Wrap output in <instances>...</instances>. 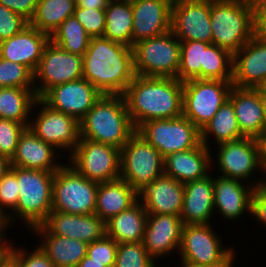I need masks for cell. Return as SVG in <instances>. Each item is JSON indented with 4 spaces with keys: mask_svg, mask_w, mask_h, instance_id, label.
I'll return each instance as SVG.
<instances>
[{
    "mask_svg": "<svg viewBox=\"0 0 266 267\" xmlns=\"http://www.w3.org/2000/svg\"><path fill=\"white\" fill-rule=\"evenodd\" d=\"M135 76L132 47L91 37L83 55V78L102 94L123 95Z\"/></svg>",
    "mask_w": 266,
    "mask_h": 267,
    "instance_id": "1",
    "label": "cell"
},
{
    "mask_svg": "<svg viewBox=\"0 0 266 267\" xmlns=\"http://www.w3.org/2000/svg\"><path fill=\"white\" fill-rule=\"evenodd\" d=\"M123 96L136 129L150 120L182 116L183 82L177 78L135 75Z\"/></svg>",
    "mask_w": 266,
    "mask_h": 267,
    "instance_id": "2",
    "label": "cell"
},
{
    "mask_svg": "<svg viewBox=\"0 0 266 267\" xmlns=\"http://www.w3.org/2000/svg\"><path fill=\"white\" fill-rule=\"evenodd\" d=\"M80 138L119 149L136 133L123 95H106L79 121Z\"/></svg>",
    "mask_w": 266,
    "mask_h": 267,
    "instance_id": "3",
    "label": "cell"
},
{
    "mask_svg": "<svg viewBox=\"0 0 266 267\" xmlns=\"http://www.w3.org/2000/svg\"><path fill=\"white\" fill-rule=\"evenodd\" d=\"M10 170L17 177L19 200L17 207L5 219V222L9 229V226L12 227L19 220L23 227L25 226V229L30 231L33 227L41 225L52 211L55 172L17 166H11Z\"/></svg>",
    "mask_w": 266,
    "mask_h": 267,
    "instance_id": "4",
    "label": "cell"
},
{
    "mask_svg": "<svg viewBox=\"0 0 266 267\" xmlns=\"http://www.w3.org/2000/svg\"><path fill=\"white\" fill-rule=\"evenodd\" d=\"M212 43L232 55L255 35L253 3L210 0Z\"/></svg>",
    "mask_w": 266,
    "mask_h": 267,
    "instance_id": "5",
    "label": "cell"
},
{
    "mask_svg": "<svg viewBox=\"0 0 266 267\" xmlns=\"http://www.w3.org/2000/svg\"><path fill=\"white\" fill-rule=\"evenodd\" d=\"M214 147L217 152L214 148L211 150V164L212 169L217 168L216 174L243 181L255 188L266 184V174L261 165L260 148L256 138L243 137ZM259 173L261 177H257Z\"/></svg>",
    "mask_w": 266,
    "mask_h": 267,
    "instance_id": "6",
    "label": "cell"
},
{
    "mask_svg": "<svg viewBox=\"0 0 266 267\" xmlns=\"http://www.w3.org/2000/svg\"><path fill=\"white\" fill-rule=\"evenodd\" d=\"M135 75L176 78L180 66L181 42L169 32L136 42L132 46Z\"/></svg>",
    "mask_w": 266,
    "mask_h": 267,
    "instance_id": "7",
    "label": "cell"
},
{
    "mask_svg": "<svg viewBox=\"0 0 266 267\" xmlns=\"http://www.w3.org/2000/svg\"><path fill=\"white\" fill-rule=\"evenodd\" d=\"M97 187V182L82 176L68 161L65 162L55 171L52 211L76 215L95 213Z\"/></svg>",
    "mask_w": 266,
    "mask_h": 267,
    "instance_id": "8",
    "label": "cell"
},
{
    "mask_svg": "<svg viewBox=\"0 0 266 267\" xmlns=\"http://www.w3.org/2000/svg\"><path fill=\"white\" fill-rule=\"evenodd\" d=\"M212 224L184 225L179 248V261L203 265H235L233 246L224 247V240Z\"/></svg>",
    "mask_w": 266,
    "mask_h": 267,
    "instance_id": "9",
    "label": "cell"
},
{
    "mask_svg": "<svg viewBox=\"0 0 266 267\" xmlns=\"http://www.w3.org/2000/svg\"><path fill=\"white\" fill-rule=\"evenodd\" d=\"M164 174V157L137 132L121 148L120 178L139 195Z\"/></svg>",
    "mask_w": 266,
    "mask_h": 267,
    "instance_id": "10",
    "label": "cell"
},
{
    "mask_svg": "<svg viewBox=\"0 0 266 267\" xmlns=\"http://www.w3.org/2000/svg\"><path fill=\"white\" fill-rule=\"evenodd\" d=\"M232 81L193 79L183 82L182 115L200 131L228 100Z\"/></svg>",
    "mask_w": 266,
    "mask_h": 267,
    "instance_id": "11",
    "label": "cell"
},
{
    "mask_svg": "<svg viewBox=\"0 0 266 267\" xmlns=\"http://www.w3.org/2000/svg\"><path fill=\"white\" fill-rule=\"evenodd\" d=\"M28 127L45 143L51 144L61 153L64 151L67 158L79 143V121L71 115L53 110L40 98L34 102Z\"/></svg>",
    "mask_w": 266,
    "mask_h": 267,
    "instance_id": "12",
    "label": "cell"
},
{
    "mask_svg": "<svg viewBox=\"0 0 266 267\" xmlns=\"http://www.w3.org/2000/svg\"><path fill=\"white\" fill-rule=\"evenodd\" d=\"M136 132L164 158L172 153L195 148L201 143V131L183 115L144 122Z\"/></svg>",
    "mask_w": 266,
    "mask_h": 267,
    "instance_id": "13",
    "label": "cell"
},
{
    "mask_svg": "<svg viewBox=\"0 0 266 267\" xmlns=\"http://www.w3.org/2000/svg\"><path fill=\"white\" fill-rule=\"evenodd\" d=\"M66 160L82 176L97 183L120 178L121 149L115 146L80 138Z\"/></svg>",
    "mask_w": 266,
    "mask_h": 267,
    "instance_id": "14",
    "label": "cell"
},
{
    "mask_svg": "<svg viewBox=\"0 0 266 267\" xmlns=\"http://www.w3.org/2000/svg\"><path fill=\"white\" fill-rule=\"evenodd\" d=\"M83 78V56L72 54L54 44H46L34 72V88L41 98L54 86Z\"/></svg>",
    "mask_w": 266,
    "mask_h": 267,
    "instance_id": "15",
    "label": "cell"
},
{
    "mask_svg": "<svg viewBox=\"0 0 266 267\" xmlns=\"http://www.w3.org/2000/svg\"><path fill=\"white\" fill-rule=\"evenodd\" d=\"M170 30L180 41L211 44L210 0H173Z\"/></svg>",
    "mask_w": 266,
    "mask_h": 267,
    "instance_id": "16",
    "label": "cell"
},
{
    "mask_svg": "<svg viewBox=\"0 0 266 267\" xmlns=\"http://www.w3.org/2000/svg\"><path fill=\"white\" fill-rule=\"evenodd\" d=\"M103 94L82 78L49 89L40 99L50 108L80 121Z\"/></svg>",
    "mask_w": 266,
    "mask_h": 267,
    "instance_id": "17",
    "label": "cell"
},
{
    "mask_svg": "<svg viewBox=\"0 0 266 267\" xmlns=\"http://www.w3.org/2000/svg\"><path fill=\"white\" fill-rule=\"evenodd\" d=\"M183 227L178 215L148 214L142 241L148 254L156 262L176 253L178 255Z\"/></svg>",
    "mask_w": 266,
    "mask_h": 267,
    "instance_id": "18",
    "label": "cell"
},
{
    "mask_svg": "<svg viewBox=\"0 0 266 267\" xmlns=\"http://www.w3.org/2000/svg\"><path fill=\"white\" fill-rule=\"evenodd\" d=\"M266 82V39L254 35L233 54L232 84L259 88Z\"/></svg>",
    "mask_w": 266,
    "mask_h": 267,
    "instance_id": "19",
    "label": "cell"
},
{
    "mask_svg": "<svg viewBox=\"0 0 266 267\" xmlns=\"http://www.w3.org/2000/svg\"><path fill=\"white\" fill-rule=\"evenodd\" d=\"M213 186L214 214H218L226 221L228 220L227 222H237L245 214L248 216L251 214V198L255 189L254 186L237 179L219 176L215 172Z\"/></svg>",
    "mask_w": 266,
    "mask_h": 267,
    "instance_id": "20",
    "label": "cell"
},
{
    "mask_svg": "<svg viewBox=\"0 0 266 267\" xmlns=\"http://www.w3.org/2000/svg\"><path fill=\"white\" fill-rule=\"evenodd\" d=\"M173 0H131L133 11L132 46L161 36L171 29Z\"/></svg>",
    "mask_w": 266,
    "mask_h": 267,
    "instance_id": "21",
    "label": "cell"
},
{
    "mask_svg": "<svg viewBox=\"0 0 266 267\" xmlns=\"http://www.w3.org/2000/svg\"><path fill=\"white\" fill-rule=\"evenodd\" d=\"M42 225L51 234L80 240L87 244L106 235V223L95 213L76 215L51 211Z\"/></svg>",
    "mask_w": 266,
    "mask_h": 267,
    "instance_id": "22",
    "label": "cell"
},
{
    "mask_svg": "<svg viewBox=\"0 0 266 267\" xmlns=\"http://www.w3.org/2000/svg\"><path fill=\"white\" fill-rule=\"evenodd\" d=\"M58 152L54 146L45 143L26 127L19 137L10 164L25 169L55 172L64 164L60 159L62 154Z\"/></svg>",
    "mask_w": 266,
    "mask_h": 267,
    "instance_id": "23",
    "label": "cell"
},
{
    "mask_svg": "<svg viewBox=\"0 0 266 267\" xmlns=\"http://www.w3.org/2000/svg\"><path fill=\"white\" fill-rule=\"evenodd\" d=\"M49 41L47 33L29 24L21 32L0 42V58L22 64L34 74Z\"/></svg>",
    "mask_w": 266,
    "mask_h": 267,
    "instance_id": "24",
    "label": "cell"
},
{
    "mask_svg": "<svg viewBox=\"0 0 266 267\" xmlns=\"http://www.w3.org/2000/svg\"><path fill=\"white\" fill-rule=\"evenodd\" d=\"M213 171L206 177L184 183V200L180 214L184 225L210 224L214 213ZM212 220V221H211Z\"/></svg>",
    "mask_w": 266,
    "mask_h": 267,
    "instance_id": "25",
    "label": "cell"
},
{
    "mask_svg": "<svg viewBox=\"0 0 266 267\" xmlns=\"http://www.w3.org/2000/svg\"><path fill=\"white\" fill-rule=\"evenodd\" d=\"M139 200L148 214L180 216L184 200V183L163 174L139 194Z\"/></svg>",
    "mask_w": 266,
    "mask_h": 267,
    "instance_id": "26",
    "label": "cell"
},
{
    "mask_svg": "<svg viewBox=\"0 0 266 267\" xmlns=\"http://www.w3.org/2000/svg\"><path fill=\"white\" fill-rule=\"evenodd\" d=\"M211 150L200 143L190 150L179 151L164 158V174L178 182L204 178L212 172Z\"/></svg>",
    "mask_w": 266,
    "mask_h": 267,
    "instance_id": "27",
    "label": "cell"
},
{
    "mask_svg": "<svg viewBox=\"0 0 266 267\" xmlns=\"http://www.w3.org/2000/svg\"><path fill=\"white\" fill-rule=\"evenodd\" d=\"M228 100L233 105L241 133L245 137L257 139L266 129L260 87L253 89L233 86Z\"/></svg>",
    "mask_w": 266,
    "mask_h": 267,
    "instance_id": "28",
    "label": "cell"
},
{
    "mask_svg": "<svg viewBox=\"0 0 266 267\" xmlns=\"http://www.w3.org/2000/svg\"><path fill=\"white\" fill-rule=\"evenodd\" d=\"M30 233L39 237L38 245L55 267H77L86 256V242L51 234L42 224L33 227Z\"/></svg>",
    "mask_w": 266,
    "mask_h": 267,
    "instance_id": "29",
    "label": "cell"
},
{
    "mask_svg": "<svg viewBox=\"0 0 266 267\" xmlns=\"http://www.w3.org/2000/svg\"><path fill=\"white\" fill-rule=\"evenodd\" d=\"M138 200L139 195L121 178L98 183L95 214L106 223Z\"/></svg>",
    "mask_w": 266,
    "mask_h": 267,
    "instance_id": "30",
    "label": "cell"
},
{
    "mask_svg": "<svg viewBox=\"0 0 266 267\" xmlns=\"http://www.w3.org/2000/svg\"><path fill=\"white\" fill-rule=\"evenodd\" d=\"M147 215L142 202L138 200L130 208L121 211L106 222V235L118 244L142 242Z\"/></svg>",
    "mask_w": 266,
    "mask_h": 267,
    "instance_id": "31",
    "label": "cell"
},
{
    "mask_svg": "<svg viewBox=\"0 0 266 267\" xmlns=\"http://www.w3.org/2000/svg\"><path fill=\"white\" fill-rule=\"evenodd\" d=\"M243 137L245 136L241 133L233 105L229 100L219 108L215 116L201 130V143L210 150H212L211 143L218 145Z\"/></svg>",
    "mask_w": 266,
    "mask_h": 267,
    "instance_id": "32",
    "label": "cell"
},
{
    "mask_svg": "<svg viewBox=\"0 0 266 267\" xmlns=\"http://www.w3.org/2000/svg\"><path fill=\"white\" fill-rule=\"evenodd\" d=\"M105 10L104 37L132 47L133 11L131 0H110Z\"/></svg>",
    "mask_w": 266,
    "mask_h": 267,
    "instance_id": "33",
    "label": "cell"
},
{
    "mask_svg": "<svg viewBox=\"0 0 266 267\" xmlns=\"http://www.w3.org/2000/svg\"><path fill=\"white\" fill-rule=\"evenodd\" d=\"M36 99L35 89L0 88V118L13 120L28 127Z\"/></svg>",
    "mask_w": 266,
    "mask_h": 267,
    "instance_id": "34",
    "label": "cell"
},
{
    "mask_svg": "<svg viewBox=\"0 0 266 267\" xmlns=\"http://www.w3.org/2000/svg\"><path fill=\"white\" fill-rule=\"evenodd\" d=\"M75 0H38L33 18L29 24L49 36L74 14Z\"/></svg>",
    "mask_w": 266,
    "mask_h": 267,
    "instance_id": "35",
    "label": "cell"
},
{
    "mask_svg": "<svg viewBox=\"0 0 266 267\" xmlns=\"http://www.w3.org/2000/svg\"><path fill=\"white\" fill-rule=\"evenodd\" d=\"M90 38L74 15L66 18L50 36L54 44L69 53L80 56L87 51Z\"/></svg>",
    "mask_w": 266,
    "mask_h": 267,
    "instance_id": "36",
    "label": "cell"
},
{
    "mask_svg": "<svg viewBox=\"0 0 266 267\" xmlns=\"http://www.w3.org/2000/svg\"><path fill=\"white\" fill-rule=\"evenodd\" d=\"M232 65L233 55L211 43L204 51L201 79L232 81Z\"/></svg>",
    "mask_w": 266,
    "mask_h": 267,
    "instance_id": "37",
    "label": "cell"
},
{
    "mask_svg": "<svg viewBox=\"0 0 266 267\" xmlns=\"http://www.w3.org/2000/svg\"><path fill=\"white\" fill-rule=\"evenodd\" d=\"M180 42V66L176 78L182 82L201 79L204 51L210 43L193 40Z\"/></svg>",
    "mask_w": 266,
    "mask_h": 267,
    "instance_id": "38",
    "label": "cell"
},
{
    "mask_svg": "<svg viewBox=\"0 0 266 267\" xmlns=\"http://www.w3.org/2000/svg\"><path fill=\"white\" fill-rule=\"evenodd\" d=\"M156 264L142 242L118 244L114 267H155Z\"/></svg>",
    "mask_w": 266,
    "mask_h": 267,
    "instance_id": "39",
    "label": "cell"
},
{
    "mask_svg": "<svg viewBox=\"0 0 266 267\" xmlns=\"http://www.w3.org/2000/svg\"><path fill=\"white\" fill-rule=\"evenodd\" d=\"M34 88V74L24 65L0 58V88Z\"/></svg>",
    "mask_w": 266,
    "mask_h": 267,
    "instance_id": "40",
    "label": "cell"
},
{
    "mask_svg": "<svg viewBox=\"0 0 266 267\" xmlns=\"http://www.w3.org/2000/svg\"><path fill=\"white\" fill-rule=\"evenodd\" d=\"M19 189L16 175L9 169L0 179V215L6 219L17 207Z\"/></svg>",
    "mask_w": 266,
    "mask_h": 267,
    "instance_id": "41",
    "label": "cell"
},
{
    "mask_svg": "<svg viewBox=\"0 0 266 267\" xmlns=\"http://www.w3.org/2000/svg\"><path fill=\"white\" fill-rule=\"evenodd\" d=\"M26 126L13 120L0 118V154L12 159L18 140Z\"/></svg>",
    "mask_w": 266,
    "mask_h": 267,
    "instance_id": "42",
    "label": "cell"
},
{
    "mask_svg": "<svg viewBox=\"0 0 266 267\" xmlns=\"http://www.w3.org/2000/svg\"><path fill=\"white\" fill-rule=\"evenodd\" d=\"M75 18L82 24L86 33L90 37L104 35L105 30V10L104 9H85L75 6Z\"/></svg>",
    "mask_w": 266,
    "mask_h": 267,
    "instance_id": "43",
    "label": "cell"
},
{
    "mask_svg": "<svg viewBox=\"0 0 266 267\" xmlns=\"http://www.w3.org/2000/svg\"><path fill=\"white\" fill-rule=\"evenodd\" d=\"M118 243L105 235L103 238L88 244L86 256L91 261L103 262L106 267H114Z\"/></svg>",
    "mask_w": 266,
    "mask_h": 267,
    "instance_id": "44",
    "label": "cell"
},
{
    "mask_svg": "<svg viewBox=\"0 0 266 267\" xmlns=\"http://www.w3.org/2000/svg\"><path fill=\"white\" fill-rule=\"evenodd\" d=\"M28 25L29 21L24 17L0 5V42L21 32Z\"/></svg>",
    "mask_w": 266,
    "mask_h": 267,
    "instance_id": "45",
    "label": "cell"
},
{
    "mask_svg": "<svg viewBox=\"0 0 266 267\" xmlns=\"http://www.w3.org/2000/svg\"><path fill=\"white\" fill-rule=\"evenodd\" d=\"M17 246V267H55L38 244L33 250L26 249L23 245Z\"/></svg>",
    "mask_w": 266,
    "mask_h": 267,
    "instance_id": "46",
    "label": "cell"
},
{
    "mask_svg": "<svg viewBox=\"0 0 266 267\" xmlns=\"http://www.w3.org/2000/svg\"><path fill=\"white\" fill-rule=\"evenodd\" d=\"M250 215L266 228V184L254 189Z\"/></svg>",
    "mask_w": 266,
    "mask_h": 267,
    "instance_id": "47",
    "label": "cell"
},
{
    "mask_svg": "<svg viewBox=\"0 0 266 267\" xmlns=\"http://www.w3.org/2000/svg\"><path fill=\"white\" fill-rule=\"evenodd\" d=\"M38 0H0V5L6 6L30 22L33 18Z\"/></svg>",
    "mask_w": 266,
    "mask_h": 267,
    "instance_id": "48",
    "label": "cell"
},
{
    "mask_svg": "<svg viewBox=\"0 0 266 267\" xmlns=\"http://www.w3.org/2000/svg\"><path fill=\"white\" fill-rule=\"evenodd\" d=\"M253 6L255 35L266 39V0H256Z\"/></svg>",
    "mask_w": 266,
    "mask_h": 267,
    "instance_id": "49",
    "label": "cell"
},
{
    "mask_svg": "<svg viewBox=\"0 0 266 267\" xmlns=\"http://www.w3.org/2000/svg\"><path fill=\"white\" fill-rule=\"evenodd\" d=\"M11 240L7 253L0 260V267H17V246Z\"/></svg>",
    "mask_w": 266,
    "mask_h": 267,
    "instance_id": "50",
    "label": "cell"
},
{
    "mask_svg": "<svg viewBox=\"0 0 266 267\" xmlns=\"http://www.w3.org/2000/svg\"><path fill=\"white\" fill-rule=\"evenodd\" d=\"M76 6L85 9H105L110 0H75Z\"/></svg>",
    "mask_w": 266,
    "mask_h": 267,
    "instance_id": "51",
    "label": "cell"
},
{
    "mask_svg": "<svg viewBox=\"0 0 266 267\" xmlns=\"http://www.w3.org/2000/svg\"><path fill=\"white\" fill-rule=\"evenodd\" d=\"M260 148L261 165L266 174V129L257 138Z\"/></svg>",
    "mask_w": 266,
    "mask_h": 267,
    "instance_id": "52",
    "label": "cell"
},
{
    "mask_svg": "<svg viewBox=\"0 0 266 267\" xmlns=\"http://www.w3.org/2000/svg\"><path fill=\"white\" fill-rule=\"evenodd\" d=\"M7 231L8 227L6 225L5 219L0 215V245H10V241L8 239L9 237L6 236L9 235L7 234Z\"/></svg>",
    "mask_w": 266,
    "mask_h": 267,
    "instance_id": "53",
    "label": "cell"
},
{
    "mask_svg": "<svg viewBox=\"0 0 266 267\" xmlns=\"http://www.w3.org/2000/svg\"><path fill=\"white\" fill-rule=\"evenodd\" d=\"M77 267H106L103 262L91 261V258L85 256L78 264Z\"/></svg>",
    "mask_w": 266,
    "mask_h": 267,
    "instance_id": "54",
    "label": "cell"
},
{
    "mask_svg": "<svg viewBox=\"0 0 266 267\" xmlns=\"http://www.w3.org/2000/svg\"><path fill=\"white\" fill-rule=\"evenodd\" d=\"M10 167V160L0 154V179L7 173Z\"/></svg>",
    "mask_w": 266,
    "mask_h": 267,
    "instance_id": "55",
    "label": "cell"
},
{
    "mask_svg": "<svg viewBox=\"0 0 266 267\" xmlns=\"http://www.w3.org/2000/svg\"><path fill=\"white\" fill-rule=\"evenodd\" d=\"M180 266L177 264L178 267H234L235 265H203L197 263H189V262H179Z\"/></svg>",
    "mask_w": 266,
    "mask_h": 267,
    "instance_id": "56",
    "label": "cell"
},
{
    "mask_svg": "<svg viewBox=\"0 0 266 267\" xmlns=\"http://www.w3.org/2000/svg\"><path fill=\"white\" fill-rule=\"evenodd\" d=\"M260 100L263 107V113H264V121H265V128H266V91L260 87Z\"/></svg>",
    "mask_w": 266,
    "mask_h": 267,
    "instance_id": "57",
    "label": "cell"
},
{
    "mask_svg": "<svg viewBox=\"0 0 266 267\" xmlns=\"http://www.w3.org/2000/svg\"><path fill=\"white\" fill-rule=\"evenodd\" d=\"M9 245H0V260L7 253Z\"/></svg>",
    "mask_w": 266,
    "mask_h": 267,
    "instance_id": "58",
    "label": "cell"
},
{
    "mask_svg": "<svg viewBox=\"0 0 266 267\" xmlns=\"http://www.w3.org/2000/svg\"><path fill=\"white\" fill-rule=\"evenodd\" d=\"M243 1L254 3L256 0H243Z\"/></svg>",
    "mask_w": 266,
    "mask_h": 267,
    "instance_id": "59",
    "label": "cell"
},
{
    "mask_svg": "<svg viewBox=\"0 0 266 267\" xmlns=\"http://www.w3.org/2000/svg\"><path fill=\"white\" fill-rule=\"evenodd\" d=\"M262 88L266 91V82L263 84Z\"/></svg>",
    "mask_w": 266,
    "mask_h": 267,
    "instance_id": "60",
    "label": "cell"
}]
</instances>
